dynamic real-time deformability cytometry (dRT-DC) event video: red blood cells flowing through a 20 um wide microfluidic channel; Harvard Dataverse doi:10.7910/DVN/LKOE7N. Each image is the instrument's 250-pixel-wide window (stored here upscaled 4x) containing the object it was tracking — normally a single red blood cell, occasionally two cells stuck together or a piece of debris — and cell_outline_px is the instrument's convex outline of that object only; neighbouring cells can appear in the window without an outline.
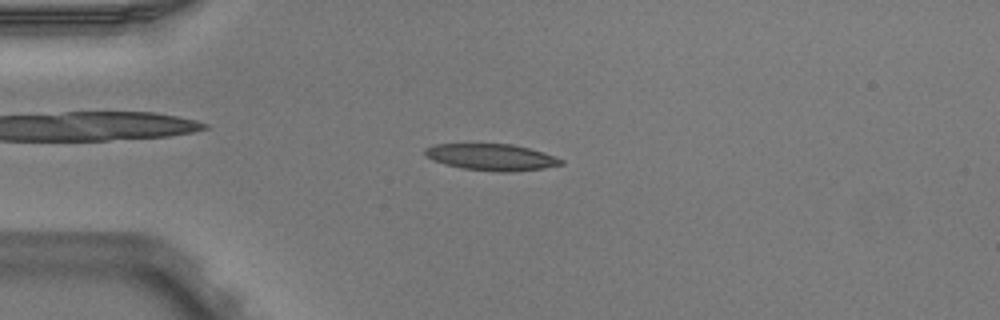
{"species": "Egyptian fruit bat (a non-hibernating species)", "species_latin": "Rousettus aegyptiacus", "temperature_condition": "warm", "stored_images_in_passage": 6, "camera_frame_rate_fps": 3000, "um_per_image_px": 0.085, "animal": {"sex": "male"}, "frame": {"image": 1, "passage_image": 4, "time_ms": 1.0, "image_size_px": [1000, 320], "cell_outline_px": [[564, 164], [544, 168], [508, 172], [500, 172], [464, 168], [444, 164], [432, 160], [424, 156], [424, 148], [436, 144], [512, 144], [544, 152], [556, 156], [564, 160]], "centroid_in_image_um": [41.78, 13.35], "position_along_channel_um": 43.2, "area_um2": 21.1}}